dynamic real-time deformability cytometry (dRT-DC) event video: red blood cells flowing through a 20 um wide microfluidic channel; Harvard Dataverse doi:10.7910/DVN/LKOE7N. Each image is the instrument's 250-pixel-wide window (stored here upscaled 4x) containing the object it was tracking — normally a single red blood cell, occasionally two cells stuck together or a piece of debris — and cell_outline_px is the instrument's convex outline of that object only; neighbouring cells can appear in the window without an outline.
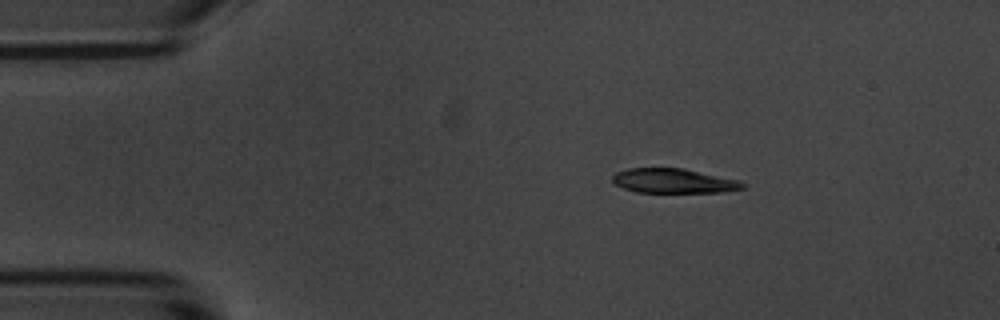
{"species": "common noctule bat (a hibernating species)", "species_latin": "Nyctalus noctula", "temperature_condition": "room temperature", "stored_images_in_passage": 2, "camera_frame_rate_fps": 3000, "um_per_image_px": 0.085, "animal": {"sex": "male", "body_mass_g": 20.1, "forearm_length_mm": 53.5}, "frame": {"image": 1, "passage_image": 1, "time_ms": 0.0, "image_size_px": [1000, 320], "cell_outline_px": [[744, 188], [720, 192], [636, 192], [624, 188], [616, 184], [612, 180], [612, 176], [616, 172], [628, 168], [684, 168], [740, 180], [744, 184]], "centroid_in_image_um": [57.25, 15.36], "position_along_channel_um": 27.7, "area_um2": 18.55}}